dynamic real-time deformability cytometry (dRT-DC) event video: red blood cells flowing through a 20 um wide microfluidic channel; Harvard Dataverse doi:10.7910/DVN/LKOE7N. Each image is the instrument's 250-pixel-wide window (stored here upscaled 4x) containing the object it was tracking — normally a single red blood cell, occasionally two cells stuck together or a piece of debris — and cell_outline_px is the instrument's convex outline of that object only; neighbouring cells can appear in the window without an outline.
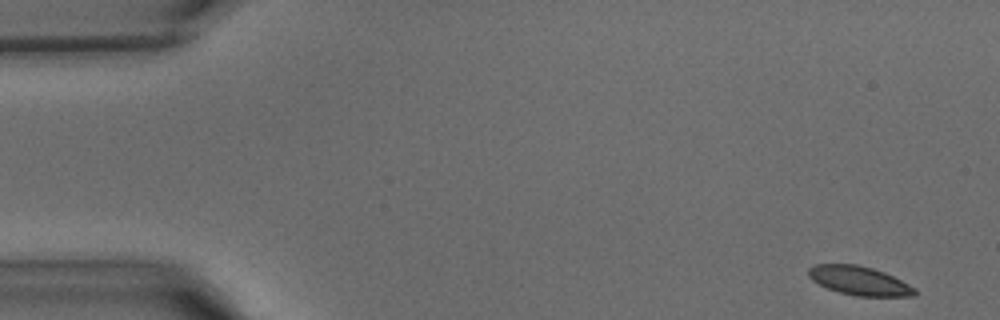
{"species": "common noctule bat (a hibernating species)", "species_latin": "Nyctalus noctula", "temperature_condition": "warm", "stored_images_in_passage": 41, "camera_frame_rate_fps": 3000, "um_per_image_px": 0.085, "animal": {"sex": "male", "body_mass_g": 15.6}, "frame": {"image": 1, "passage_image": 1, "time_ms": 0.0, "image_size_px": [1000, 320], "cell_outline_px": [[916, 296], [856, 296], [840, 292], [828, 288], [812, 280], [808, 276], [808, 268], [816, 264], [856, 264], [872, 268], [884, 272], [916, 288]], "centroid_in_image_um": [73.04, 23.86], "position_along_channel_um": 12.0, "area_um2": 17.74}}
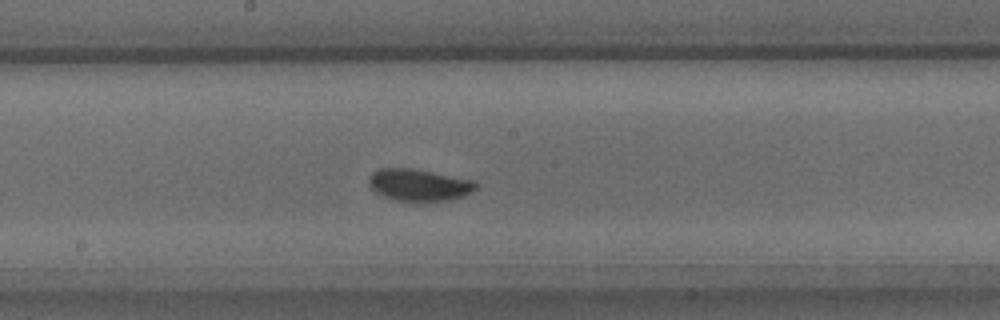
{"frame": {"image": 2, "passage_image": 21, "time_ms": 6.667, "image_size_px": [1000, 320], "cell_outline_px": [[476, 188], [472, 192], [464, 196], [448, 200], [396, 200], [384, 196], [376, 192], [368, 184], [368, 180], [372, 172], [380, 168], [412, 168], [472, 180], [476, 184]], "centroid_in_image_um": [35.58, 15.7], "position_along_channel_um": 212.6, "area_um2": 19.54}}
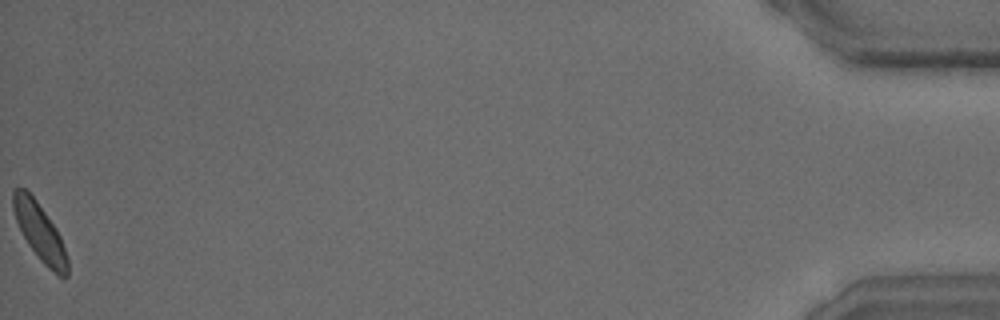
{"frame": {"image": 3, "passage_image": 41, "time_ms": 13.333, "image_size_px": [1000, 320], "cell_outline_px": [[68, 276], [60, 276], [48, 268], [40, 260], [28, 244], [16, 220], [12, 208], [12, 192], [16, 188], [24, 188], [36, 200], [56, 228], [60, 236], [68, 260]], "centroid_in_image_um": [3.37, 19.71], "position_along_channel_um": 431.8, "area_um2": 17.8}}